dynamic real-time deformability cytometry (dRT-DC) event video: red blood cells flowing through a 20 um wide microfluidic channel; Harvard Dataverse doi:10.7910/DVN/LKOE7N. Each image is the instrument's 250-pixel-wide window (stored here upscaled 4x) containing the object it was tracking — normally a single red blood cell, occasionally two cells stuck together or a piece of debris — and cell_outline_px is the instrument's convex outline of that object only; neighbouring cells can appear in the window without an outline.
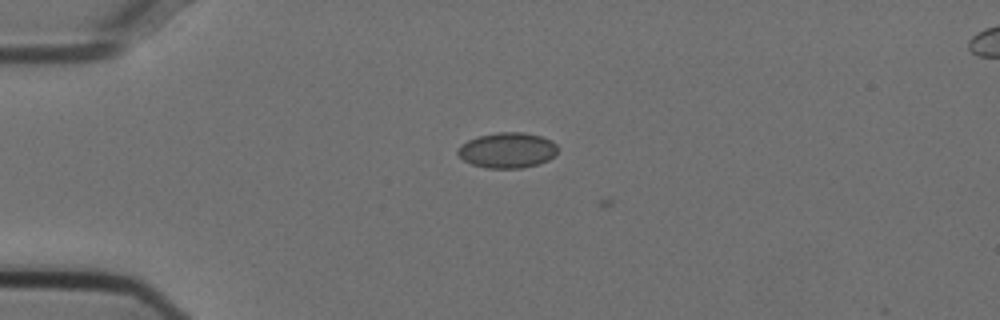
{"species": "Egyptian fruit bat (a non-hibernating species)", "species_latin": "Rousettus aegyptiacus", "temperature_condition": "cold", "stored_images_in_passage": 5, "camera_frame_rate_fps": 3000, "um_per_image_px": 0.085, "animal": {"sex": "female"}, "frame": {"image": 1, "passage_image": 4, "time_ms": 1.0, "image_size_px": [1000, 320], "cell_outline_px": [[556, 152], [548, 160], [536, 164], [520, 168], [488, 168], [472, 164], [464, 160], [456, 152], [460, 144], [468, 140], [480, 136], [496, 132], [524, 132], [540, 136], [552, 140], [556, 144]], "centroid_in_image_um": [43.1, 12.76], "position_along_channel_um": 41.9, "area_um2": 20.46}}